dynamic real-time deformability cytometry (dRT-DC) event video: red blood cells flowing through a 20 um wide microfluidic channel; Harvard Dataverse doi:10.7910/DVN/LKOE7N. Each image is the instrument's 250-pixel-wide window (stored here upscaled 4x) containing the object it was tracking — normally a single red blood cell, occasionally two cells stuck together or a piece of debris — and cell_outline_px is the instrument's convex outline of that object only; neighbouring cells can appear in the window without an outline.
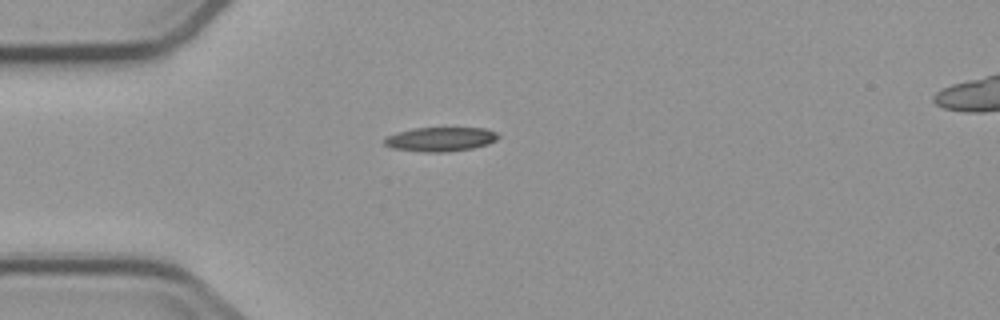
{"species": "common noctule bat (a hibernating species)", "species_latin": "Nyctalus noctula", "temperature_condition": "cold", "stored_images_in_passage": 2, "camera_frame_rate_fps": 3000, "um_per_image_px": 0.085, "animal": {"sex": "male", "body_mass_g": 23.1, "forearm_length_mm": 52.7}, "frame": {"image": 1, "passage_image": 1, "time_ms": 0.0, "image_size_px": [1000, 320], "cell_outline_px": [[500, 136], [496, 140], [488, 144], [472, 148], [448, 152], [424, 152], [392, 148], [384, 144], [384, 136], [396, 132], [412, 128], [488, 128], [496, 132]], "centroid_in_image_um": [37.42, 11.83], "position_along_channel_um": 47.6, "area_um2": 16.24}}